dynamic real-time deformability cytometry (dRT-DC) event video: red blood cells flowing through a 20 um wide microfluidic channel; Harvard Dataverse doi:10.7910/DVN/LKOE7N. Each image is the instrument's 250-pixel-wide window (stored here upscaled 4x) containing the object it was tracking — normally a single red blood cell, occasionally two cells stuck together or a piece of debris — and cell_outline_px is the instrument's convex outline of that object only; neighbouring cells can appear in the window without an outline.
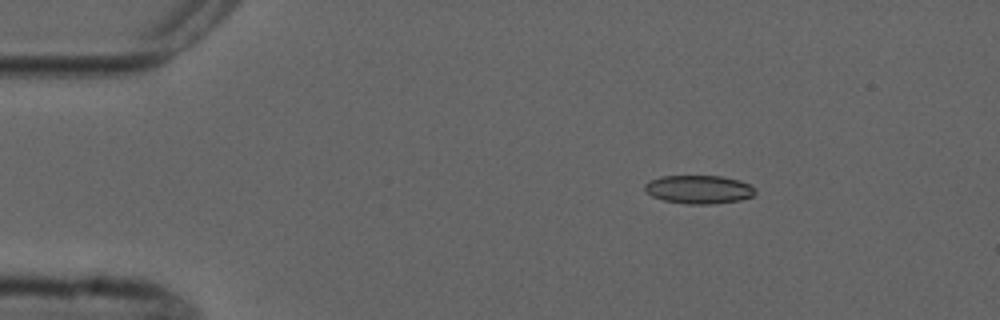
{"species": "common noctule bat (a hibernating species)", "species_latin": "Nyctalus noctula", "temperature_condition": "cold", "stored_images_in_passage": 3, "camera_frame_rate_fps": 3000, "um_per_image_px": 0.085, "animal": {"sex": "male", "forearm_length_mm": 52.5}, "frame": {"image": 1, "passage_image": 1, "time_ms": 0.0, "image_size_px": [1000, 320], "cell_outline_px": [[756, 192], [752, 196], [740, 200], [712, 204], [688, 204], [664, 200], [652, 196], [644, 192], [644, 184], [660, 176], [720, 176], [740, 180], [756, 188]], "centroid_in_image_um": [59.4, 16.1], "position_along_channel_um": 25.6, "area_um2": 18.32}}